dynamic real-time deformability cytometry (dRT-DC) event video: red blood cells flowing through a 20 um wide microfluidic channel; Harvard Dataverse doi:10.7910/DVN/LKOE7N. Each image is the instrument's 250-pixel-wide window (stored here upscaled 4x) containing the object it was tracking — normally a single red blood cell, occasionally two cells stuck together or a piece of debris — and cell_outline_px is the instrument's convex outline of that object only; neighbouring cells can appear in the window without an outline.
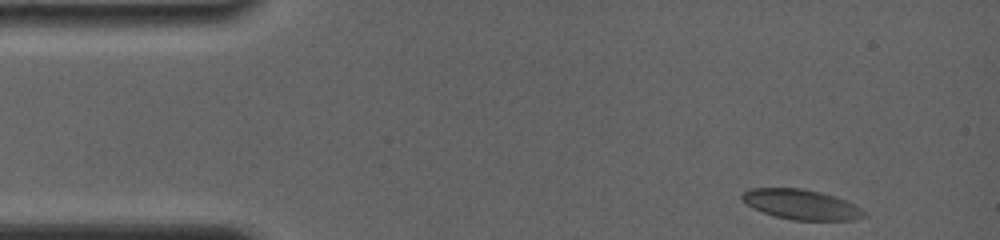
{"species": "common noctule bat (a hibernating species)", "species_latin": "Nyctalus noctula", "temperature_condition": "room temperature", "stored_images_in_passage": 10, "camera_frame_rate_fps": 4000, "um_per_image_px": 0.085, "animal": {"sex": "female", "body_mass_g": 19.0, "forearm_length_mm": 56.7}, "frame": {"image": 1, "passage_image": 1, "time_ms": 0.0, "image_size_px": [1000, 240], "cell_outline_px": [[868, 216], [852, 220], [792, 220], [776, 216], [752, 208], [740, 196], [748, 188], [800, 188], [820, 192], [844, 200], [860, 208]], "centroid_in_image_um": [68.09, 17.38], "position_along_channel_um": 16.9, "area_um2": 21.04}}
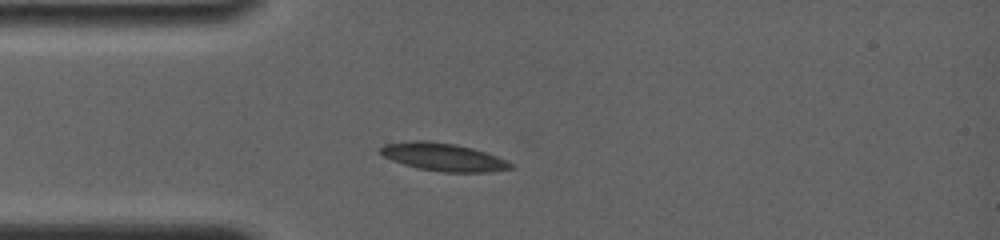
{"frame": {"image": 2, "passage_image": 5, "time_ms": 2.75, "image_size_px": [1000, 240], "cell_outline_px": [[512, 168], [492, 172], [444, 172], [416, 168], [392, 160], [384, 156], [380, 152], [380, 148], [384, 144], [412, 140], [428, 140], [456, 144], [472, 148], [496, 156], [512, 164]], "centroid_in_image_um": [37.65, 13.34], "position_along_channel_um": 47.4, "area_um2": 21.04}}
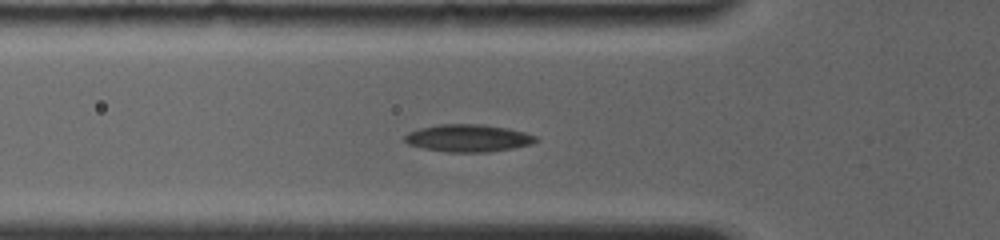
{"frame": {"image": 3, "passage_image": 9, "time_ms": 4.0, "image_size_px": [1000, 240], "cell_outline_px": [[540, 140], [532, 144], [512, 148], [488, 152], [448, 152], [424, 148], [408, 144], [404, 140], [404, 136], [408, 132], [420, 128], [440, 124], [484, 124], [508, 128], [524, 132], [536, 136]], "centroid_in_image_um": [39.81, 11.73], "position_along_channel_um": 86.0, "area_um2": 20.98}}